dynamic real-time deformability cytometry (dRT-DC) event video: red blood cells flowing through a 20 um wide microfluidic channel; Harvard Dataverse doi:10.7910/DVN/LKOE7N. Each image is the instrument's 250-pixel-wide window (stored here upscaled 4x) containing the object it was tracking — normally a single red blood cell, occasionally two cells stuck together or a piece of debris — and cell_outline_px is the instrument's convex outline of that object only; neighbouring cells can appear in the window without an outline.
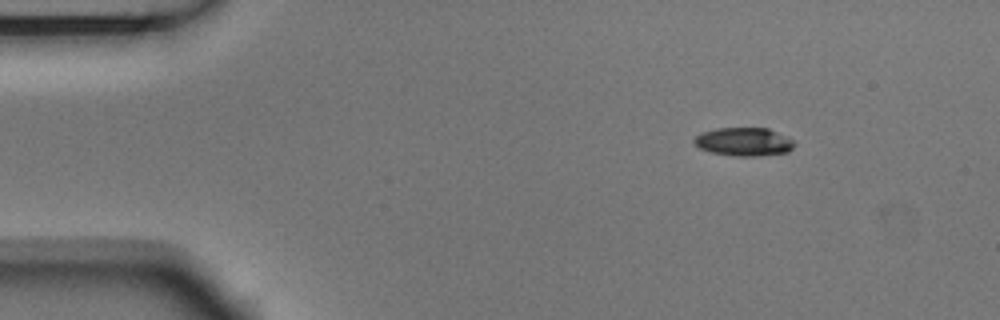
{"species": "Egyptian fruit bat (a non-hibernating species)", "species_latin": "Rousettus aegyptiacus", "temperature_condition": "room temperature", "stored_images_in_passage": 3, "camera_frame_rate_fps": 3000, "um_per_image_px": 0.085, "animal": {"sex": "male"}, "frame": {"image": 1, "passage_image": 1, "time_ms": 0.0, "image_size_px": [1000, 320], "cell_outline_px": [[796, 144], [788, 152], [756, 156], [736, 156], [712, 152], [700, 148], [692, 140], [700, 132], [716, 128], [768, 128], [788, 136]], "centroid_in_image_um": [63.24, 12.04], "position_along_channel_um": 21.8, "area_um2": 16.59}}